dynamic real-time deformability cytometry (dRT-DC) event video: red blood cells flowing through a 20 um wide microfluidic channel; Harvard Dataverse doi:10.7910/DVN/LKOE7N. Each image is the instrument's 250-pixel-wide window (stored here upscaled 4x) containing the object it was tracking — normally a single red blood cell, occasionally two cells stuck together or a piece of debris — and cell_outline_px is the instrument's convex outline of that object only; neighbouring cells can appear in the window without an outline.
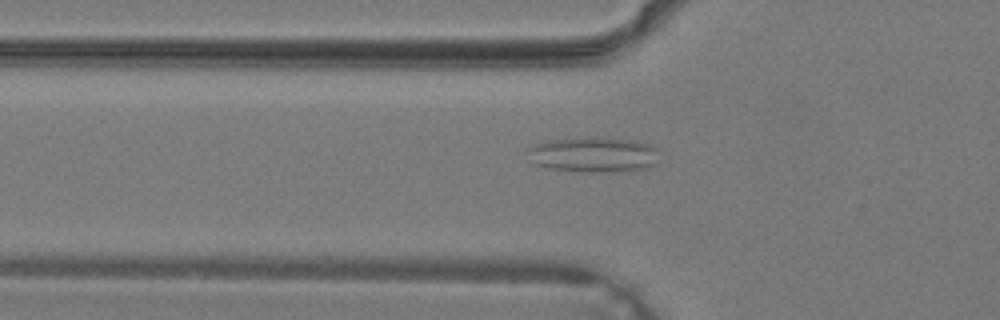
{"species": "common noctule bat (a hibernating species)", "species_latin": "Nyctalus noctula", "temperature_condition": "warm", "stored_images_in_passage": 28, "camera_frame_rate_fps": 3000, "um_per_image_px": 0.085, "animal": {"sex": "male", "body_mass_g": 19.2, "forearm_length_mm": 51.8}, "frame": {"image": 1, "passage_image": 3, "time_ms": 0.667, "image_size_px": [1000, 320], "cell_outline_px": [[656, 148], [652, 164], [644, 168], [600, 172], [588, 172], [548, 168], [536, 164], [524, 148], [548, 140], [592, 136], [632, 140], [648, 144]], "centroid_in_image_um": [50.34, 13.11], "position_along_channel_um": 75.5, "area_um2": 26.53}}
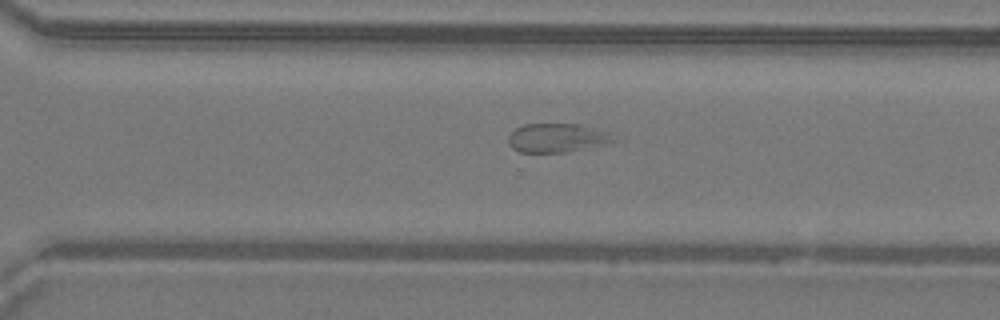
{"frame": {"image": 2, "passage_image": 17, "time_ms": 5.333, "image_size_px": [1000, 320], "cell_outline_px": [[612, 140], [564, 152], [520, 152], [512, 148], [508, 144], [508, 136], [516, 128], [524, 124], [580, 124], [612, 132]], "centroid_in_image_um": [47.24, 11.69], "position_along_channel_um": 323.4, "area_um2": 17.17}}
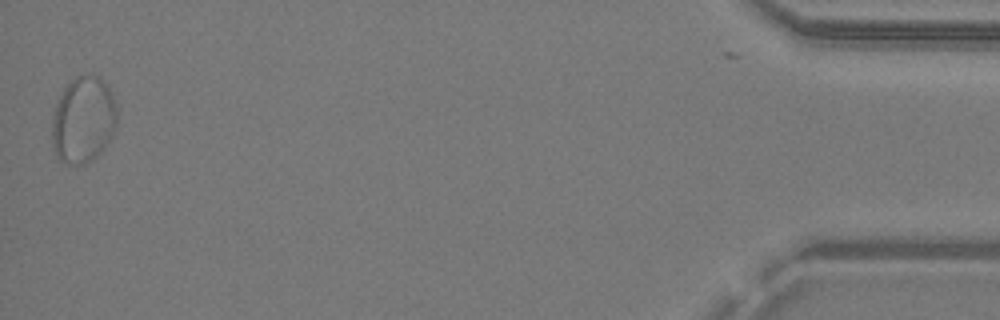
{"frame": {"image": 3, "passage_image": 28, "time_ms": 9.0, "image_size_px": [1000, 320], "cell_outline_px": [[116, 124], [104, 148], [96, 156], [84, 164], [68, 164], [60, 160], [56, 152], [52, 140], [52, 116], [56, 104], [64, 88], [76, 76], [100, 76], [108, 84], [116, 104]], "centroid_in_image_um": [7.08, 10.17], "position_along_channel_um": 428.1, "area_um2": 32.43}}